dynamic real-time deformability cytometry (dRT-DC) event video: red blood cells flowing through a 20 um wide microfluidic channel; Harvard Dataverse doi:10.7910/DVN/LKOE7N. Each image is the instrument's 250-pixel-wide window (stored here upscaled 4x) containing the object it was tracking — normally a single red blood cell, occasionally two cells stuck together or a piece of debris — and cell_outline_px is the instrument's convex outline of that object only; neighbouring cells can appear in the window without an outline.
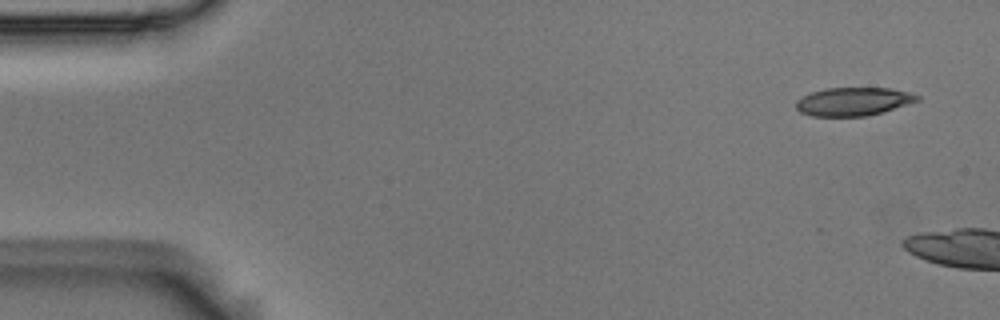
{"species": "Egyptian fruit bat (a non-hibernating species)", "species_latin": "Rousettus aegyptiacus", "temperature_condition": "room temperature", "stored_images_in_passage": 2, "camera_frame_rate_fps": 3000, "um_per_image_px": 0.085, "animal": {"sex": "male"}, "frame": {"image": 1, "passage_image": 1, "time_ms": 0.0, "image_size_px": [1000, 320], "cell_outline_px": [[920, 100], [884, 112], [868, 116], [812, 116], [800, 112], [796, 108], [796, 100], [812, 92], [824, 88], [892, 88], [908, 92], [920, 96]], "centroid_in_image_um": [72.55, 8.63], "position_along_channel_um": 12.5, "area_um2": 20.06}}